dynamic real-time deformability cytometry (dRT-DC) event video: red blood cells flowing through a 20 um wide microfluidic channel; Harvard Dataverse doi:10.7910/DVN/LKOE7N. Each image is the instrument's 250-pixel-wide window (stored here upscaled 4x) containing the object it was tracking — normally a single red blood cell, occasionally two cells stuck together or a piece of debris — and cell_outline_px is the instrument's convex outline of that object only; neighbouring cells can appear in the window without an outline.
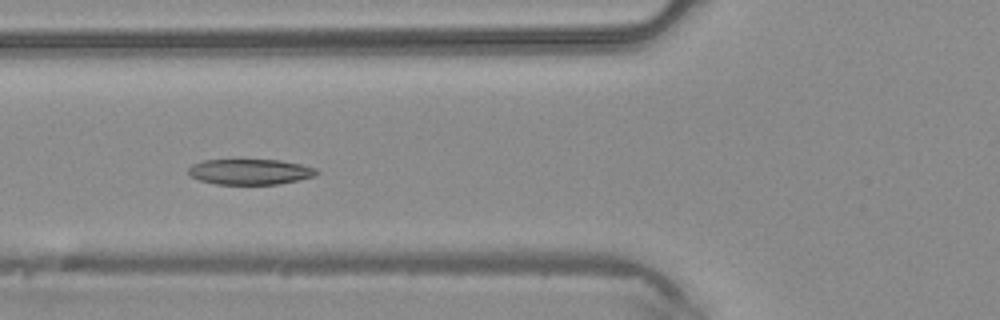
{"species": "common noctule bat (a hibernating species)", "species_latin": "Nyctalus noctula", "temperature_condition": "warm", "stored_images_in_passage": 45, "camera_frame_rate_fps": 3000, "um_per_image_px": 0.085, "animal": {"sex": "male", "body_mass_g": 20.4}, "frame": {"image": 1, "passage_image": 17, "time_ms": 5.333, "image_size_px": [1000, 320], "cell_outline_px": [[320, 172], [316, 176], [300, 180], [280, 184], [216, 184], [200, 180], [192, 176], [188, 172], [188, 168], [192, 164], [204, 160], [280, 160], [300, 164], [316, 168]], "centroid_in_image_um": [21.3, 14.6], "position_along_channel_um": 104.5, "area_um2": 19.13}}
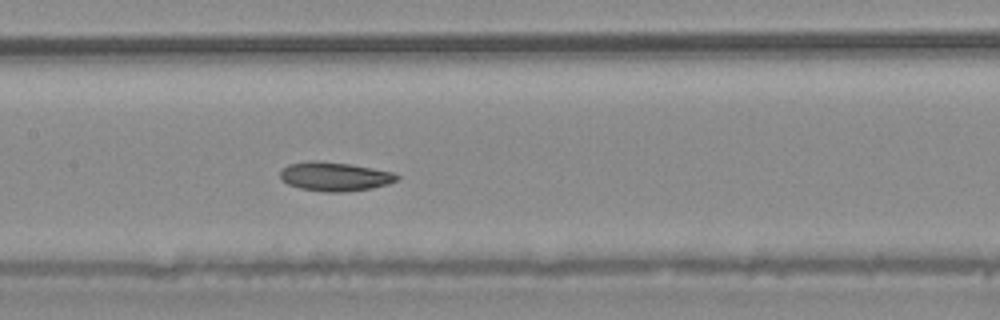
{"frame": {"image": 2, "passage_image": 22, "time_ms": 7.0, "image_size_px": [1000, 320], "cell_outline_px": [[400, 180], [388, 184], [372, 188], [344, 192], [324, 192], [300, 188], [288, 184], [280, 180], [280, 172], [288, 164], [312, 160], [348, 164], [396, 172], [400, 176]], "centroid_in_image_um": [28.49, 15.01], "position_along_channel_um": 178.9, "area_um2": 19.83}}
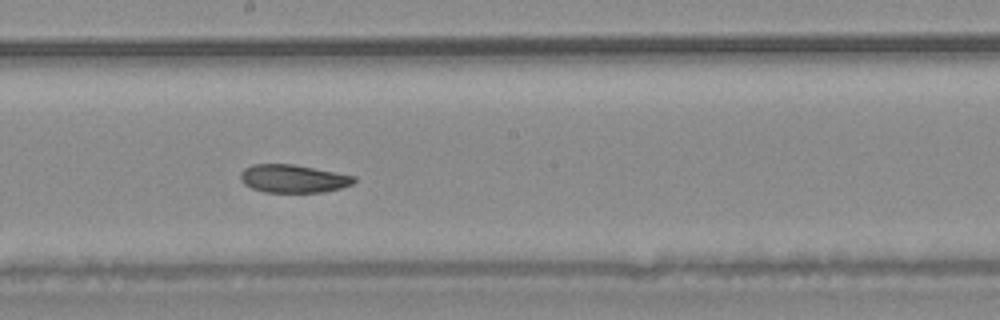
{"frame": {"image": 3, "passage_image": 25, "time_ms": 8.0, "image_size_px": [1000, 320], "cell_outline_px": [[356, 180], [352, 184], [340, 188], [324, 192], [264, 192], [252, 188], [244, 184], [240, 180], [240, 172], [244, 168], [252, 164], [292, 164], [356, 176]], "centroid_in_image_um": [24.89, 15.18], "position_along_channel_um": 223.3, "area_um2": 18.55}}